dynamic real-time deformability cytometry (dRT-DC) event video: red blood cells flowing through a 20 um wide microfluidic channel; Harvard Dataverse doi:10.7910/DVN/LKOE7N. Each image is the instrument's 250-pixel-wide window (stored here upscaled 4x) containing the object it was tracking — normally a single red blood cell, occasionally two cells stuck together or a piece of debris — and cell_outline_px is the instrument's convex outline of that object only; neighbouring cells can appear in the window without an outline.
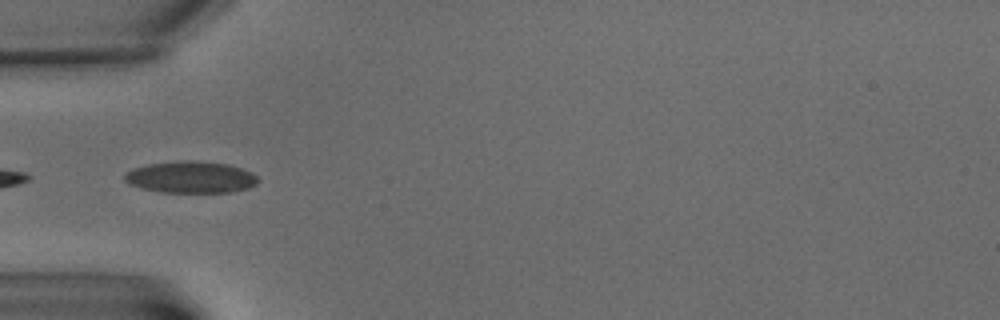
{"species": "common noctule bat (a hibernating species)", "species_latin": "Nyctalus noctula", "temperature_condition": "warm", "stored_images_in_passage": 9, "camera_frame_rate_fps": 3000, "um_per_image_px": 0.085, "animal": {"sex": "male", "body_mass_g": 15.6}, "frame": {"image": 1, "passage_image": 7, "time_ms": 7.333, "image_size_px": [1000, 320], "cell_outline_px": [[260, 180], [256, 184], [248, 188], [232, 192], [160, 192], [140, 188], [128, 184], [124, 180], [124, 176], [132, 168], [148, 164], [180, 160], [192, 160], [228, 164], [252, 172]], "centroid_in_image_um": [16.2, 15.06], "position_along_channel_um": 68.8, "area_um2": 24.8}}
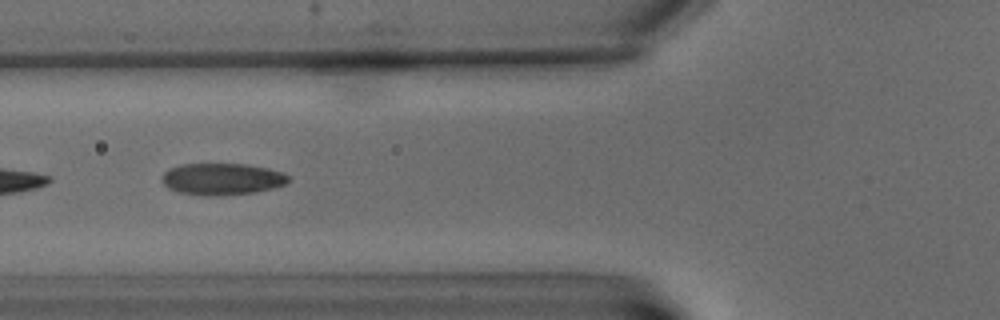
{"frame": {"image": 2, "passage_image": 8, "time_ms": 8.667, "image_size_px": [1000, 320], "cell_outline_px": [[288, 180], [284, 184], [276, 188], [256, 192], [212, 196], [208, 196], [176, 192], [168, 188], [164, 184], [160, 176], [168, 168], [180, 164], [244, 164], [268, 168], [280, 172], [288, 176]], "centroid_in_image_um": [18.82, 15.22], "position_along_channel_um": 107.0, "area_um2": 23.47}}